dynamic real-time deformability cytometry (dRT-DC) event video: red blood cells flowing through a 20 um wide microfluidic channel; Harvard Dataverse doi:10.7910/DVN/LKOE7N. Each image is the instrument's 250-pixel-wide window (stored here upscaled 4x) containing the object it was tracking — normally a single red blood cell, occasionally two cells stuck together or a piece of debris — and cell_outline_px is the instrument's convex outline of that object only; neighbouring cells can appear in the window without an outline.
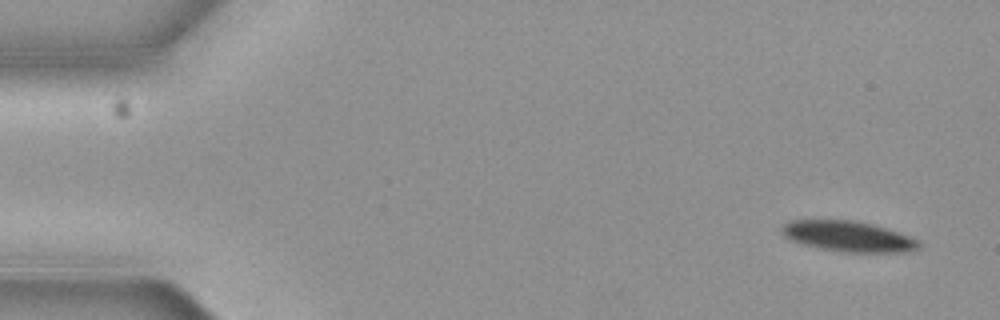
{"species": "common noctule bat (a hibernating species)", "species_latin": "Nyctalus noctula", "temperature_condition": "cold", "stored_images_in_passage": 5, "segment_of_instrument_passage": [2, 2], "camera_frame_rate_fps": 3000, "um_per_image_px": 0.085, "animal": {"sex": "female", "body_mass_g": 19.3, "forearm_length_mm": 54.1}, "frame": {"image": 1, "passage_image": 5, "time_ms": 1.333, "image_size_px": [1000, 320], "cell_outline_px": [[920, 248], [904, 252], [840, 252], [820, 248], [788, 240], [780, 232], [780, 228], [788, 220], [852, 220], [872, 224], [908, 236], [916, 240], [920, 244]], "centroid_in_image_um": [72.02, 20.09], "position_along_channel_um": 13.0, "area_um2": 24.28}}